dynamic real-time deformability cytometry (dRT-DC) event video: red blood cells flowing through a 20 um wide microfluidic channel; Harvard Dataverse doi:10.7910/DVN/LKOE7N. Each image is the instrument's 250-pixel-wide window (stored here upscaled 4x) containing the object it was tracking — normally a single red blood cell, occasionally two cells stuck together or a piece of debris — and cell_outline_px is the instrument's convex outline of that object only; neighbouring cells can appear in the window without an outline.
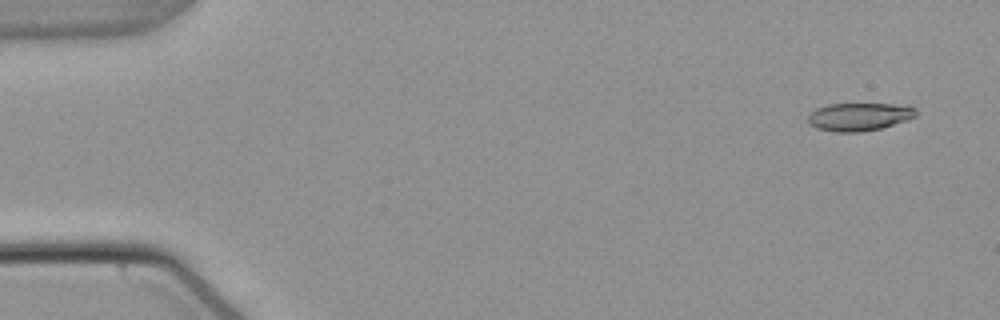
{"species": "common noctule bat (a hibernating species)", "species_latin": "Nyctalus noctula", "temperature_condition": "warm", "stored_images_in_passage": 52, "camera_frame_rate_fps": 3000, "um_per_image_px": 0.085, "animal": {"sex": "male", "body_mass_g": 21.5, "forearm_length_mm": 52.0}, "frame": {"image": 1, "passage_image": 1, "time_ms": 0.0, "image_size_px": [1000, 320], "cell_outline_px": [[916, 116], [880, 128], [860, 132], [836, 132], [816, 128], [808, 124], [808, 116], [816, 108], [828, 104], [892, 104], [916, 108]], "centroid_in_image_um": [72.96, 9.92], "position_along_channel_um": 12.0, "area_um2": 17.34}}
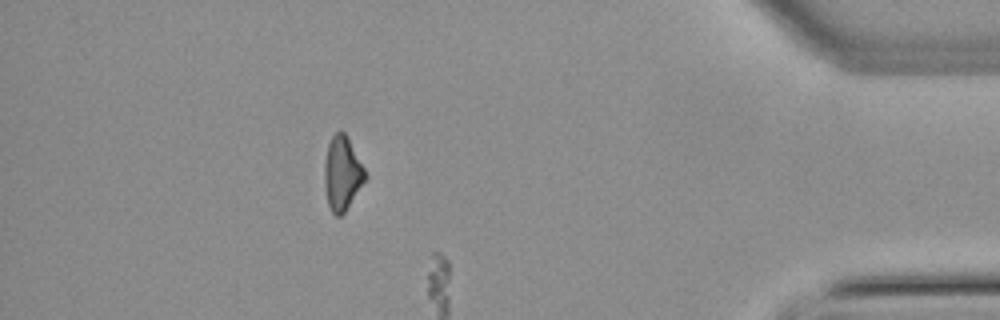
{"frame": {"image": 2, "passage_image": 46, "time_ms": 15.0, "image_size_px": [1000, 320], "cell_outline_px": [[368, 176], [344, 212], [340, 216], [336, 216], [332, 212], [328, 204], [324, 184], [324, 164], [328, 144], [332, 136], [340, 128], [348, 136]], "centroid_in_image_um": [29.08, 14.7], "position_along_channel_um": 406.1, "area_um2": 17.57}}